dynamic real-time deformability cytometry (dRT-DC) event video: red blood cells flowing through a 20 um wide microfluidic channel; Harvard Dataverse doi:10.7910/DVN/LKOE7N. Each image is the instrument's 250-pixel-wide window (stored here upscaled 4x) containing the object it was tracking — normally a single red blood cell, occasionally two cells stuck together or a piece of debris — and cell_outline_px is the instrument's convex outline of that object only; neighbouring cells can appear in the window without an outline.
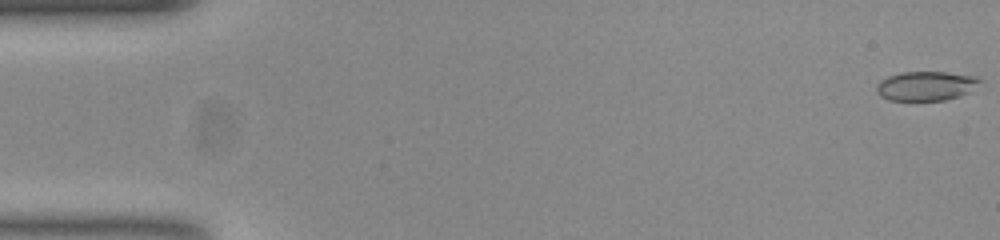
{"species": "common noctule bat (a hibernating species)", "species_latin": "Nyctalus noctula", "temperature_condition": "room temperature", "stored_images_in_passage": 54, "camera_frame_rate_fps": 3000, "um_per_image_px": 0.085, "animal": {"sex": "female", "body_mass_g": 23.0, "forearm_length_mm": 53.4}, "frame": {"image": 1, "passage_image": 1, "time_ms": 0.0, "image_size_px": [1000, 240], "cell_outline_px": [[984, 80], [968, 92], [960, 96], [944, 100], [888, 100], [880, 96], [876, 92], [876, 84], [880, 80], [888, 76], [900, 72], [948, 72], [976, 76]], "centroid_in_image_um": [78.7, 7.29], "position_along_channel_um": 6.3, "area_um2": 17.8}}
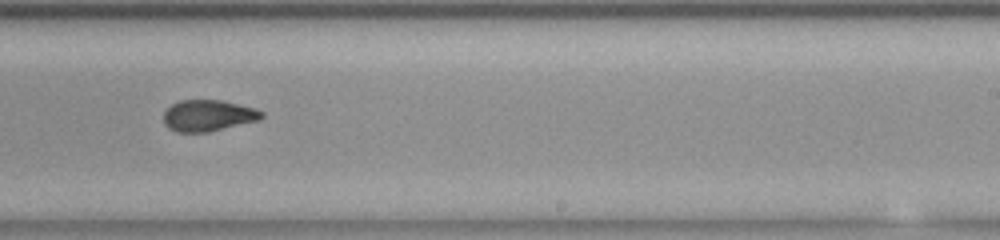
{"frame": {"image": 2, "passage_image": 33, "time_ms": 10.667, "image_size_px": [1000, 240], "cell_outline_px": [[264, 116], [260, 120], [208, 132], [176, 132], [168, 128], [164, 124], [164, 112], [172, 104], [180, 100], [220, 100], [256, 108], [264, 112]], "centroid_in_image_um": [17.71, 9.83], "position_along_channel_um": 271.3, "area_um2": 17.98}}
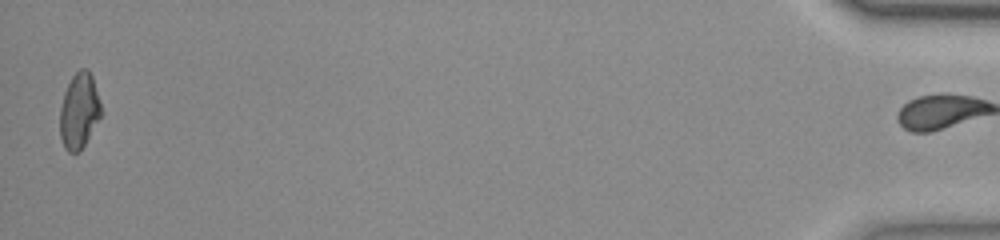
{"frame": {"image": 3, "passage_image": 53, "time_ms": 17.333, "image_size_px": [1000, 240], "cell_outline_px": [[100, 116], [80, 152], [68, 152], [64, 148], [60, 136], [60, 108], [64, 92], [72, 76], [80, 68], [88, 68], [92, 76], [100, 104]], "centroid_in_image_um": [6.7, 9.42], "position_along_channel_um": 428.5, "area_um2": 17.86}, "authors_computed_cell_mechanics": {"area_um2": 18.2648, "velocity_mm_per_s": 3.8379, "shape_relaxation_time_tau1_ms": null, "shape_relaxation_time_tau2_ms": 1.3023, "deformation_change_tau1": null, "deformation_change_tau2": 0.0611}}